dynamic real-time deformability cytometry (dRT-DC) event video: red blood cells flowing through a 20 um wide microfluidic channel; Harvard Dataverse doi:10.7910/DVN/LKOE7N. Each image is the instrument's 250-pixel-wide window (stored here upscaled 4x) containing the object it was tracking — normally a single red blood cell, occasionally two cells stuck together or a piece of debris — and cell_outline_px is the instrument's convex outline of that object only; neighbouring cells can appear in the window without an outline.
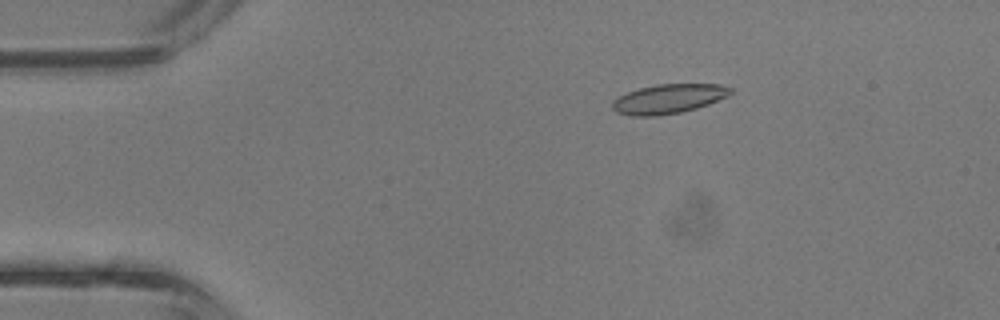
{"species": "common noctule bat (a hibernating species)", "species_latin": "Nyctalus noctula", "temperature_condition": "room temperature", "stored_images_in_passage": 43, "camera_frame_rate_fps": 3000, "um_per_image_px": 0.085, "animal": {"sex": "male", "body_mass_g": 13.3}, "frame": {"image": 1, "passage_image": 8, "time_ms": 2.333, "image_size_px": [1000, 320], "cell_outline_px": [[732, 92], [728, 96], [708, 104], [696, 108], [680, 112], [656, 116], [628, 116], [616, 112], [612, 108], [612, 100], [628, 92], [640, 88], [656, 84], [720, 84], [732, 88]], "centroid_in_image_um": [56.81, 8.4], "position_along_channel_um": 28.2, "area_um2": 20.23}}
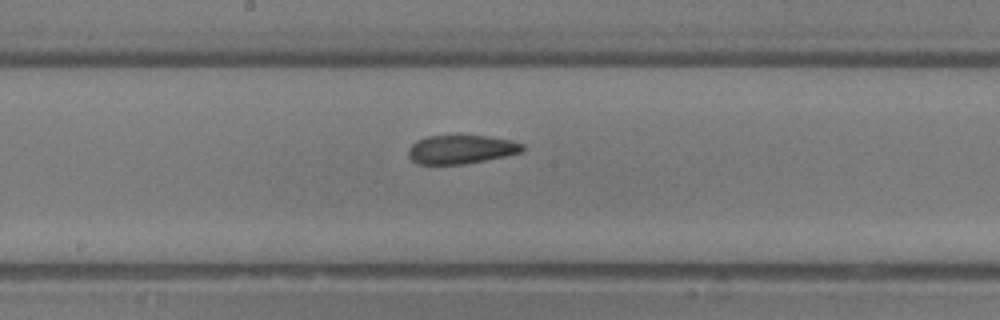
{"frame": {"image": 2, "passage_image": 23, "time_ms": 7.333, "image_size_px": [1000, 320], "cell_outline_px": [[524, 148], [520, 152], [504, 156], [464, 164], [416, 164], [408, 156], [408, 148], [416, 140], [428, 136], [484, 136], [512, 140], [524, 144]], "centroid_in_image_um": [39.16, 12.7], "position_along_channel_um": 209.0, "area_um2": 18.96}}
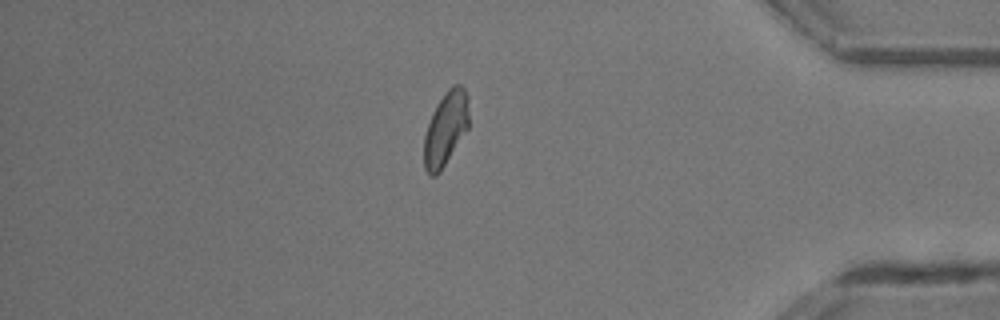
{"frame": {"image": 3, "passage_image": 37, "time_ms": 12.0, "image_size_px": [1000, 320], "cell_outline_px": [[468, 128], [440, 172], [436, 176], [432, 176], [424, 168], [424, 136], [432, 112], [436, 104], [448, 88], [452, 84], [460, 84], [464, 88], [468, 96]], "centroid_in_image_um": [37.88, 10.91], "position_along_channel_um": 397.3, "area_um2": 19.31}, "authors_computed_cell_mechanics": {"area_um2": 19.7098, "velocity_mm_per_s": 4.8036, "shape_relaxation_time_tau1_ms": 6.6961, "shape_relaxation_time_tau2_ms": 1.7119, "deformation_change_tau1": 0.1625, "deformation_change_tau2": 0.0865}}